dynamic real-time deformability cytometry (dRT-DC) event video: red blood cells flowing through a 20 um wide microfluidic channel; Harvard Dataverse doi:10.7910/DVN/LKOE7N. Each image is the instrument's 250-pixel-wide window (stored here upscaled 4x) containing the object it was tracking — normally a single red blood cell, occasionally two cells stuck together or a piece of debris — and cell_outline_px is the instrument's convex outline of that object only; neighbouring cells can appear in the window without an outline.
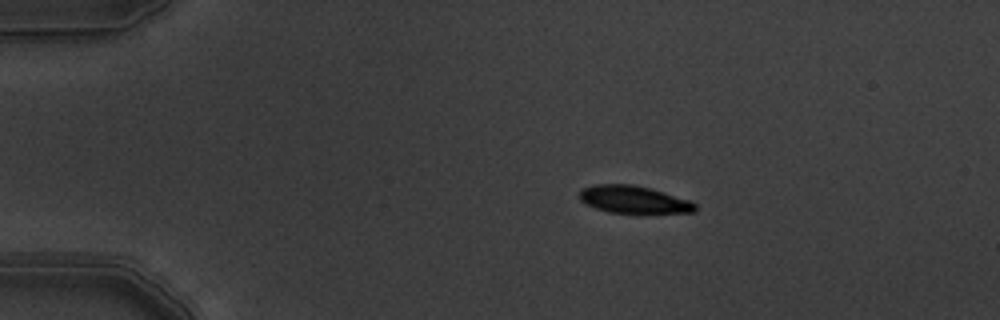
{"species": "common noctule bat (a hibernating species)", "species_latin": "Nyctalus noctula", "temperature_condition": "warm", "stored_images_in_passage": 3, "camera_frame_rate_fps": 3000, "um_per_image_px": 0.085, "animal": {"sex": "male", "body_mass_g": 19.5, "forearm_length_mm": 54.6}, "frame": {"image": 1, "passage_image": 1, "time_ms": 0.0, "image_size_px": [1000, 320], "cell_outline_px": [[696, 212], [608, 212], [596, 208], [580, 200], [580, 188], [596, 184], [632, 184], [652, 188], [688, 200], [696, 204]], "centroid_in_image_um": [53.83, 16.93], "position_along_channel_um": 31.2, "area_um2": 18.21}}